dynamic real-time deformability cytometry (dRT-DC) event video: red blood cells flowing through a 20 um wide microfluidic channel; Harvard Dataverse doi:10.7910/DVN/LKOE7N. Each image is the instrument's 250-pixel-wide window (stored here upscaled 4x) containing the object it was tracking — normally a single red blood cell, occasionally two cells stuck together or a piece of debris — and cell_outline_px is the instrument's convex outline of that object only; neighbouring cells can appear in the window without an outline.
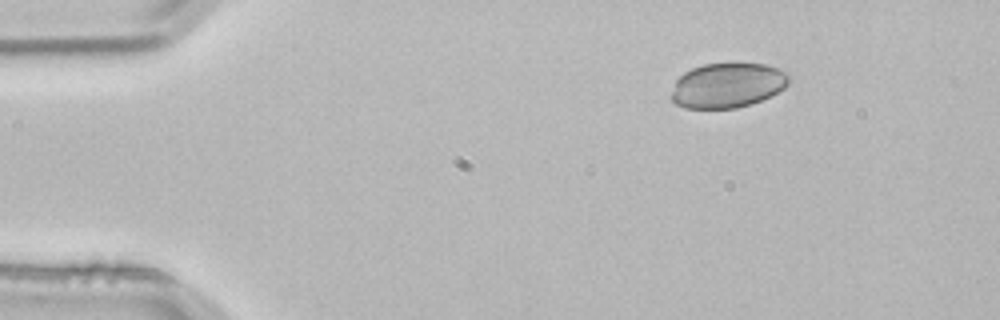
{"species": "common noctule bat (a hibernating species)", "species_latin": "Nyctalus noctula", "temperature_condition": "room temperature", "stored_images_in_passage": 5, "camera_frame_rate_fps": 3000, "um_per_image_px": 0.085, "animal": {"sex": "male", "body_mass_g": 21.5, "forearm_length_mm": 52.0}, "frame": {"image": 1, "passage_image": 5, "time_ms": 1.333, "image_size_px": [1000, 320], "cell_outline_px": [[792, 80], [784, 88], [752, 104], [736, 108], [684, 108], [676, 104], [672, 100], [672, 92], [676, 80], [684, 72], [692, 68], [704, 64], [764, 64], [780, 68], [788, 72]], "centroid_in_image_um": [61.87, 7.25], "position_along_channel_um": 23.1, "area_um2": 30.69}}